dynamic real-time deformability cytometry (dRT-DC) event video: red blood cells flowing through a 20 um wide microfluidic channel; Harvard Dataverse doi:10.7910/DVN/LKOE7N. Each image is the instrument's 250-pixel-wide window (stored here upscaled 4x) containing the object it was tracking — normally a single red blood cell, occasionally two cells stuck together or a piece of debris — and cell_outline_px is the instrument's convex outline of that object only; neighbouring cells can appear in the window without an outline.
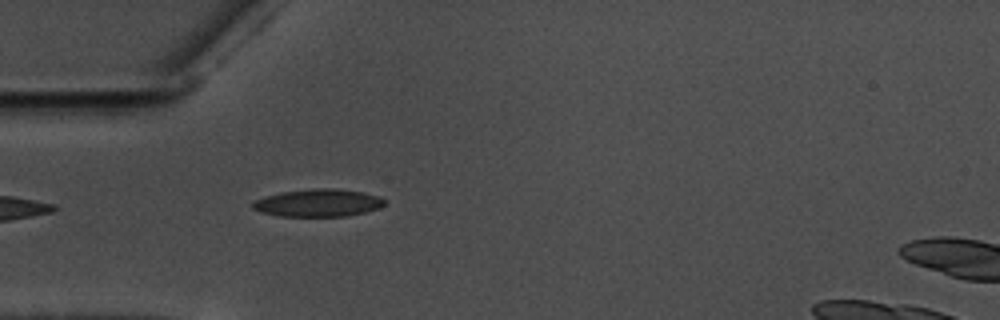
{"species": "common noctule bat (a hibernating species)", "species_latin": "Nyctalus noctula", "temperature_condition": "warm", "stored_images_in_passage": 4, "camera_frame_rate_fps": 3000, "um_per_image_px": 0.085, "animal": {"sex": "male", "body_mass_g": 17.5, "forearm_length_mm": 52.3}, "frame": {"image": 1, "passage_image": 1, "time_ms": 0.0, "image_size_px": [1000, 320], "cell_outline_px": [[384, 204], [380, 208], [348, 216], [280, 216], [260, 212], [252, 208], [252, 204], [256, 200], [264, 196], [280, 192], [312, 188], [332, 188], [364, 192], [380, 196], [384, 200]], "centroid_in_image_um": [27.04, 17.24], "position_along_channel_um": 58.0, "area_um2": 21.27}}